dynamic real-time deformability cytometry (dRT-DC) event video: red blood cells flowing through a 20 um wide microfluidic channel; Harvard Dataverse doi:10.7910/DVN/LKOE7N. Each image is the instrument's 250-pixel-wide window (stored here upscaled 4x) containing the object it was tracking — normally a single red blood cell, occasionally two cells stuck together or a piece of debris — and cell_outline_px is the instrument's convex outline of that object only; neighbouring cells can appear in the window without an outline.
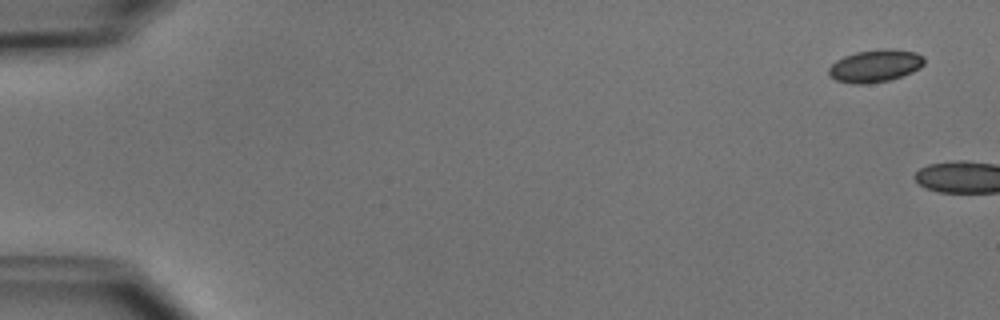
{"species": "common noctule bat (a hibernating species)", "species_latin": "Nyctalus noctula", "temperature_condition": "cold", "stored_images_in_passage": 5, "camera_frame_rate_fps": 3000, "um_per_image_px": 0.085, "animal": {"sex": "male", "body_mass_g": 15.6}, "frame": {"image": 1, "passage_image": 1, "time_ms": 0.0, "image_size_px": [1000, 320], "cell_outline_px": [[924, 64], [920, 68], [912, 72], [888, 80], [864, 84], [852, 84], [836, 80], [828, 76], [828, 68], [836, 60], [844, 56], [856, 52], [884, 48], [892, 48], [916, 52], [924, 56]], "centroid_in_image_um": [74.38, 5.59], "position_along_channel_um": 10.6, "area_um2": 18.21}}